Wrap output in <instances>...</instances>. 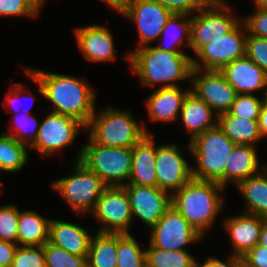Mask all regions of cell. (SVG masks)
Wrapping results in <instances>:
<instances>
[{
	"label": "cell",
	"instance_id": "18",
	"mask_svg": "<svg viewBox=\"0 0 267 267\" xmlns=\"http://www.w3.org/2000/svg\"><path fill=\"white\" fill-rule=\"evenodd\" d=\"M219 72L237 94L267 90V74L250 58L244 56L223 66Z\"/></svg>",
	"mask_w": 267,
	"mask_h": 267
},
{
	"label": "cell",
	"instance_id": "48",
	"mask_svg": "<svg viewBox=\"0 0 267 267\" xmlns=\"http://www.w3.org/2000/svg\"><path fill=\"white\" fill-rule=\"evenodd\" d=\"M258 245L267 247V218H264Z\"/></svg>",
	"mask_w": 267,
	"mask_h": 267
},
{
	"label": "cell",
	"instance_id": "35",
	"mask_svg": "<svg viewBox=\"0 0 267 267\" xmlns=\"http://www.w3.org/2000/svg\"><path fill=\"white\" fill-rule=\"evenodd\" d=\"M263 103L264 95L258 99L254 94H237L229 113L242 119L258 120Z\"/></svg>",
	"mask_w": 267,
	"mask_h": 267
},
{
	"label": "cell",
	"instance_id": "27",
	"mask_svg": "<svg viewBox=\"0 0 267 267\" xmlns=\"http://www.w3.org/2000/svg\"><path fill=\"white\" fill-rule=\"evenodd\" d=\"M218 126L235 144L256 146L262 140L258 120L242 119L228 112L218 116Z\"/></svg>",
	"mask_w": 267,
	"mask_h": 267
},
{
	"label": "cell",
	"instance_id": "14",
	"mask_svg": "<svg viewBox=\"0 0 267 267\" xmlns=\"http://www.w3.org/2000/svg\"><path fill=\"white\" fill-rule=\"evenodd\" d=\"M174 143L156 146L155 172L157 187L172 195L181 189L192 177V166L181 155Z\"/></svg>",
	"mask_w": 267,
	"mask_h": 267
},
{
	"label": "cell",
	"instance_id": "53",
	"mask_svg": "<svg viewBox=\"0 0 267 267\" xmlns=\"http://www.w3.org/2000/svg\"><path fill=\"white\" fill-rule=\"evenodd\" d=\"M192 267H200V263L199 262H197L194 266H192Z\"/></svg>",
	"mask_w": 267,
	"mask_h": 267
},
{
	"label": "cell",
	"instance_id": "2",
	"mask_svg": "<svg viewBox=\"0 0 267 267\" xmlns=\"http://www.w3.org/2000/svg\"><path fill=\"white\" fill-rule=\"evenodd\" d=\"M126 54L123 61L129 60L143 86L158 83L162 88L178 87L177 81L191 79L193 58L184 52H168L147 45Z\"/></svg>",
	"mask_w": 267,
	"mask_h": 267
},
{
	"label": "cell",
	"instance_id": "47",
	"mask_svg": "<svg viewBox=\"0 0 267 267\" xmlns=\"http://www.w3.org/2000/svg\"><path fill=\"white\" fill-rule=\"evenodd\" d=\"M102 1L107 3L110 7L115 9L120 14H122L125 11L127 3L129 2V0H102Z\"/></svg>",
	"mask_w": 267,
	"mask_h": 267
},
{
	"label": "cell",
	"instance_id": "7",
	"mask_svg": "<svg viewBox=\"0 0 267 267\" xmlns=\"http://www.w3.org/2000/svg\"><path fill=\"white\" fill-rule=\"evenodd\" d=\"M70 176L52 182L53 189L77 214L91 213L97 200L109 187L96 173L76 160Z\"/></svg>",
	"mask_w": 267,
	"mask_h": 267
},
{
	"label": "cell",
	"instance_id": "12",
	"mask_svg": "<svg viewBox=\"0 0 267 267\" xmlns=\"http://www.w3.org/2000/svg\"><path fill=\"white\" fill-rule=\"evenodd\" d=\"M81 128L86 130V126L77 119L50 112L40 124L37 137L29 147L43 156H49L72 145Z\"/></svg>",
	"mask_w": 267,
	"mask_h": 267
},
{
	"label": "cell",
	"instance_id": "51",
	"mask_svg": "<svg viewBox=\"0 0 267 267\" xmlns=\"http://www.w3.org/2000/svg\"><path fill=\"white\" fill-rule=\"evenodd\" d=\"M39 12L40 8L44 5L45 0H28Z\"/></svg>",
	"mask_w": 267,
	"mask_h": 267
},
{
	"label": "cell",
	"instance_id": "37",
	"mask_svg": "<svg viewBox=\"0 0 267 267\" xmlns=\"http://www.w3.org/2000/svg\"><path fill=\"white\" fill-rule=\"evenodd\" d=\"M11 267H46L43 246H18Z\"/></svg>",
	"mask_w": 267,
	"mask_h": 267
},
{
	"label": "cell",
	"instance_id": "40",
	"mask_svg": "<svg viewBox=\"0 0 267 267\" xmlns=\"http://www.w3.org/2000/svg\"><path fill=\"white\" fill-rule=\"evenodd\" d=\"M251 16L242 20L250 35L267 39V10L256 8Z\"/></svg>",
	"mask_w": 267,
	"mask_h": 267
},
{
	"label": "cell",
	"instance_id": "46",
	"mask_svg": "<svg viewBox=\"0 0 267 267\" xmlns=\"http://www.w3.org/2000/svg\"><path fill=\"white\" fill-rule=\"evenodd\" d=\"M258 126L262 139H265V137H267V104L265 102L262 104L260 109Z\"/></svg>",
	"mask_w": 267,
	"mask_h": 267
},
{
	"label": "cell",
	"instance_id": "13",
	"mask_svg": "<svg viewBox=\"0 0 267 267\" xmlns=\"http://www.w3.org/2000/svg\"><path fill=\"white\" fill-rule=\"evenodd\" d=\"M190 82L193 86L190 91L203 100L216 115L230 111L237 92L219 71L193 68Z\"/></svg>",
	"mask_w": 267,
	"mask_h": 267
},
{
	"label": "cell",
	"instance_id": "38",
	"mask_svg": "<svg viewBox=\"0 0 267 267\" xmlns=\"http://www.w3.org/2000/svg\"><path fill=\"white\" fill-rule=\"evenodd\" d=\"M245 56L250 58L267 74V39L248 33Z\"/></svg>",
	"mask_w": 267,
	"mask_h": 267
},
{
	"label": "cell",
	"instance_id": "22",
	"mask_svg": "<svg viewBox=\"0 0 267 267\" xmlns=\"http://www.w3.org/2000/svg\"><path fill=\"white\" fill-rule=\"evenodd\" d=\"M188 90L178 87H159L146 101L149 119L153 122H173L180 115Z\"/></svg>",
	"mask_w": 267,
	"mask_h": 267
},
{
	"label": "cell",
	"instance_id": "1",
	"mask_svg": "<svg viewBox=\"0 0 267 267\" xmlns=\"http://www.w3.org/2000/svg\"><path fill=\"white\" fill-rule=\"evenodd\" d=\"M38 92L55 108L52 112L73 117L87 126L95 112V91L83 78L25 68ZM87 83V84H86Z\"/></svg>",
	"mask_w": 267,
	"mask_h": 267
},
{
	"label": "cell",
	"instance_id": "6",
	"mask_svg": "<svg viewBox=\"0 0 267 267\" xmlns=\"http://www.w3.org/2000/svg\"><path fill=\"white\" fill-rule=\"evenodd\" d=\"M88 140V144L78 152L77 160L108 186L126 185L132 167V148L108 147L94 143L90 138Z\"/></svg>",
	"mask_w": 267,
	"mask_h": 267
},
{
	"label": "cell",
	"instance_id": "21",
	"mask_svg": "<svg viewBox=\"0 0 267 267\" xmlns=\"http://www.w3.org/2000/svg\"><path fill=\"white\" fill-rule=\"evenodd\" d=\"M88 232L76 224L51 219L48 242L71 254L87 257L93 237Z\"/></svg>",
	"mask_w": 267,
	"mask_h": 267
},
{
	"label": "cell",
	"instance_id": "28",
	"mask_svg": "<svg viewBox=\"0 0 267 267\" xmlns=\"http://www.w3.org/2000/svg\"><path fill=\"white\" fill-rule=\"evenodd\" d=\"M187 16L190 15L172 13L158 39L169 41L172 38V40L168 46L163 43L165 41H159L156 47L168 52H182L181 48H183L185 43L190 47L191 17ZM166 36H170L171 38L169 37V39L167 37L168 39H165Z\"/></svg>",
	"mask_w": 267,
	"mask_h": 267
},
{
	"label": "cell",
	"instance_id": "10",
	"mask_svg": "<svg viewBox=\"0 0 267 267\" xmlns=\"http://www.w3.org/2000/svg\"><path fill=\"white\" fill-rule=\"evenodd\" d=\"M101 223L100 233L129 234L132 210L128 194L122 186H109L90 213Z\"/></svg>",
	"mask_w": 267,
	"mask_h": 267
},
{
	"label": "cell",
	"instance_id": "31",
	"mask_svg": "<svg viewBox=\"0 0 267 267\" xmlns=\"http://www.w3.org/2000/svg\"><path fill=\"white\" fill-rule=\"evenodd\" d=\"M145 250V262L151 267H192L197 261L187 252L163 250L150 243Z\"/></svg>",
	"mask_w": 267,
	"mask_h": 267
},
{
	"label": "cell",
	"instance_id": "15",
	"mask_svg": "<svg viewBox=\"0 0 267 267\" xmlns=\"http://www.w3.org/2000/svg\"><path fill=\"white\" fill-rule=\"evenodd\" d=\"M171 12L154 0H129L122 16L136 23L139 46H147L158 39Z\"/></svg>",
	"mask_w": 267,
	"mask_h": 267
},
{
	"label": "cell",
	"instance_id": "25",
	"mask_svg": "<svg viewBox=\"0 0 267 267\" xmlns=\"http://www.w3.org/2000/svg\"><path fill=\"white\" fill-rule=\"evenodd\" d=\"M50 221L34 210H19L17 244L43 246L49 240Z\"/></svg>",
	"mask_w": 267,
	"mask_h": 267
},
{
	"label": "cell",
	"instance_id": "29",
	"mask_svg": "<svg viewBox=\"0 0 267 267\" xmlns=\"http://www.w3.org/2000/svg\"><path fill=\"white\" fill-rule=\"evenodd\" d=\"M87 267H117V234L98 232L93 235Z\"/></svg>",
	"mask_w": 267,
	"mask_h": 267
},
{
	"label": "cell",
	"instance_id": "19",
	"mask_svg": "<svg viewBox=\"0 0 267 267\" xmlns=\"http://www.w3.org/2000/svg\"><path fill=\"white\" fill-rule=\"evenodd\" d=\"M264 218L242 212L238 216L225 219L224 226L230 235L233 255L242 257L259 242Z\"/></svg>",
	"mask_w": 267,
	"mask_h": 267
},
{
	"label": "cell",
	"instance_id": "20",
	"mask_svg": "<svg viewBox=\"0 0 267 267\" xmlns=\"http://www.w3.org/2000/svg\"><path fill=\"white\" fill-rule=\"evenodd\" d=\"M154 135H144L132 147V167L127 184L157 187Z\"/></svg>",
	"mask_w": 267,
	"mask_h": 267
},
{
	"label": "cell",
	"instance_id": "9",
	"mask_svg": "<svg viewBox=\"0 0 267 267\" xmlns=\"http://www.w3.org/2000/svg\"><path fill=\"white\" fill-rule=\"evenodd\" d=\"M191 16L190 48L197 54L211 40L230 33L242 19L232 15L228 5L202 7Z\"/></svg>",
	"mask_w": 267,
	"mask_h": 267
},
{
	"label": "cell",
	"instance_id": "39",
	"mask_svg": "<svg viewBox=\"0 0 267 267\" xmlns=\"http://www.w3.org/2000/svg\"><path fill=\"white\" fill-rule=\"evenodd\" d=\"M39 11L28 0H0V16L38 17Z\"/></svg>",
	"mask_w": 267,
	"mask_h": 267
},
{
	"label": "cell",
	"instance_id": "26",
	"mask_svg": "<svg viewBox=\"0 0 267 267\" xmlns=\"http://www.w3.org/2000/svg\"><path fill=\"white\" fill-rule=\"evenodd\" d=\"M236 188L246 202L243 212L267 218V167L241 181Z\"/></svg>",
	"mask_w": 267,
	"mask_h": 267
},
{
	"label": "cell",
	"instance_id": "54",
	"mask_svg": "<svg viewBox=\"0 0 267 267\" xmlns=\"http://www.w3.org/2000/svg\"><path fill=\"white\" fill-rule=\"evenodd\" d=\"M142 267H151V266H149V265L145 262V264H144Z\"/></svg>",
	"mask_w": 267,
	"mask_h": 267
},
{
	"label": "cell",
	"instance_id": "8",
	"mask_svg": "<svg viewBox=\"0 0 267 267\" xmlns=\"http://www.w3.org/2000/svg\"><path fill=\"white\" fill-rule=\"evenodd\" d=\"M247 27L242 21L228 34L211 40L193 58V68L217 70L245 56ZM243 31V32H242Z\"/></svg>",
	"mask_w": 267,
	"mask_h": 267
},
{
	"label": "cell",
	"instance_id": "43",
	"mask_svg": "<svg viewBox=\"0 0 267 267\" xmlns=\"http://www.w3.org/2000/svg\"><path fill=\"white\" fill-rule=\"evenodd\" d=\"M14 84H15V86H13L12 91L8 92L6 94V99H4L7 102L6 106H12L13 105L11 108H14V106L17 107V104L20 102L19 100L22 99L21 98V96H23L22 94L27 92V90L25 91L24 86H22V84L20 82L19 83H14ZM27 94H29L28 96H30L32 101L35 99V95H33L31 92H27ZM17 112H18V110H17ZM23 113L31 114L28 109H26V110L24 109Z\"/></svg>",
	"mask_w": 267,
	"mask_h": 267
},
{
	"label": "cell",
	"instance_id": "49",
	"mask_svg": "<svg viewBox=\"0 0 267 267\" xmlns=\"http://www.w3.org/2000/svg\"><path fill=\"white\" fill-rule=\"evenodd\" d=\"M202 7L226 6L225 0H197Z\"/></svg>",
	"mask_w": 267,
	"mask_h": 267
},
{
	"label": "cell",
	"instance_id": "52",
	"mask_svg": "<svg viewBox=\"0 0 267 267\" xmlns=\"http://www.w3.org/2000/svg\"><path fill=\"white\" fill-rule=\"evenodd\" d=\"M264 95V102L267 104V90L265 91Z\"/></svg>",
	"mask_w": 267,
	"mask_h": 267
},
{
	"label": "cell",
	"instance_id": "24",
	"mask_svg": "<svg viewBox=\"0 0 267 267\" xmlns=\"http://www.w3.org/2000/svg\"><path fill=\"white\" fill-rule=\"evenodd\" d=\"M199 97L191 91L186 95L179 117L181 118L186 131L190 132L192 140L197 135L216 127L218 115Z\"/></svg>",
	"mask_w": 267,
	"mask_h": 267
},
{
	"label": "cell",
	"instance_id": "11",
	"mask_svg": "<svg viewBox=\"0 0 267 267\" xmlns=\"http://www.w3.org/2000/svg\"><path fill=\"white\" fill-rule=\"evenodd\" d=\"M150 234L152 246L170 251H184L185 246L203 238L173 206L151 228Z\"/></svg>",
	"mask_w": 267,
	"mask_h": 267
},
{
	"label": "cell",
	"instance_id": "30",
	"mask_svg": "<svg viewBox=\"0 0 267 267\" xmlns=\"http://www.w3.org/2000/svg\"><path fill=\"white\" fill-rule=\"evenodd\" d=\"M26 144L3 132L0 135V172L15 173L20 171L28 160Z\"/></svg>",
	"mask_w": 267,
	"mask_h": 267
},
{
	"label": "cell",
	"instance_id": "23",
	"mask_svg": "<svg viewBox=\"0 0 267 267\" xmlns=\"http://www.w3.org/2000/svg\"><path fill=\"white\" fill-rule=\"evenodd\" d=\"M257 147L236 144L229 154L225 167V187L232 181L235 187L244 179L255 176L267 167L258 160ZM261 169V170H260Z\"/></svg>",
	"mask_w": 267,
	"mask_h": 267
},
{
	"label": "cell",
	"instance_id": "5",
	"mask_svg": "<svg viewBox=\"0 0 267 267\" xmlns=\"http://www.w3.org/2000/svg\"><path fill=\"white\" fill-rule=\"evenodd\" d=\"M99 112L95 110L86 126L89 138L94 143L108 147L132 148L144 135L151 134L128 110L121 111L109 106Z\"/></svg>",
	"mask_w": 267,
	"mask_h": 267
},
{
	"label": "cell",
	"instance_id": "16",
	"mask_svg": "<svg viewBox=\"0 0 267 267\" xmlns=\"http://www.w3.org/2000/svg\"><path fill=\"white\" fill-rule=\"evenodd\" d=\"M131 205L132 217L139 218L151 229L171 207L172 195L158 187L126 184L122 186Z\"/></svg>",
	"mask_w": 267,
	"mask_h": 267
},
{
	"label": "cell",
	"instance_id": "44",
	"mask_svg": "<svg viewBox=\"0 0 267 267\" xmlns=\"http://www.w3.org/2000/svg\"><path fill=\"white\" fill-rule=\"evenodd\" d=\"M242 265V258L239 256L231 255L226 261H221L215 256L208 257L200 267H240Z\"/></svg>",
	"mask_w": 267,
	"mask_h": 267
},
{
	"label": "cell",
	"instance_id": "32",
	"mask_svg": "<svg viewBox=\"0 0 267 267\" xmlns=\"http://www.w3.org/2000/svg\"><path fill=\"white\" fill-rule=\"evenodd\" d=\"M145 264V250L132 234H117V267H142Z\"/></svg>",
	"mask_w": 267,
	"mask_h": 267
},
{
	"label": "cell",
	"instance_id": "34",
	"mask_svg": "<svg viewBox=\"0 0 267 267\" xmlns=\"http://www.w3.org/2000/svg\"><path fill=\"white\" fill-rule=\"evenodd\" d=\"M12 119H14L15 124L13 127L10 126V132L8 131L5 133L13 136L17 141L30 146L37 137L41 123H39V121L32 114L25 113H21L20 116H18L17 113V115H15V117L13 116Z\"/></svg>",
	"mask_w": 267,
	"mask_h": 267
},
{
	"label": "cell",
	"instance_id": "33",
	"mask_svg": "<svg viewBox=\"0 0 267 267\" xmlns=\"http://www.w3.org/2000/svg\"><path fill=\"white\" fill-rule=\"evenodd\" d=\"M43 248L46 267H87V257L71 254L49 242Z\"/></svg>",
	"mask_w": 267,
	"mask_h": 267
},
{
	"label": "cell",
	"instance_id": "4",
	"mask_svg": "<svg viewBox=\"0 0 267 267\" xmlns=\"http://www.w3.org/2000/svg\"><path fill=\"white\" fill-rule=\"evenodd\" d=\"M235 145L218 125L190 140L188 148L197 162V167H192V177L217 182L225 188L226 162Z\"/></svg>",
	"mask_w": 267,
	"mask_h": 267
},
{
	"label": "cell",
	"instance_id": "41",
	"mask_svg": "<svg viewBox=\"0 0 267 267\" xmlns=\"http://www.w3.org/2000/svg\"><path fill=\"white\" fill-rule=\"evenodd\" d=\"M171 13L191 15L198 12L202 6L197 0H154Z\"/></svg>",
	"mask_w": 267,
	"mask_h": 267
},
{
	"label": "cell",
	"instance_id": "45",
	"mask_svg": "<svg viewBox=\"0 0 267 267\" xmlns=\"http://www.w3.org/2000/svg\"><path fill=\"white\" fill-rule=\"evenodd\" d=\"M18 244L0 240V265L11 267Z\"/></svg>",
	"mask_w": 267,
	"mask_h": 267
},
{
	"label": "cell",
	"instance_id": "50",
	"mask_svg": "<svg viewBox=\"0 0 267 267\" xmlns=\"http://www.w3.org/2000/svg\"><path fill=\"white\" fill-rule=\"evenodd\" d=\"M256 8L267 10V0H253Z\"/></svg>",
	"mask_w": 267,
	"mask_h": 267
},
{
	"label": "cell",
	"instance_id": "3",
	"mask_svg": "<svg viewBox=\"0 0 267 267\" xmlns=\"http://www.w3.org/2000/svg\"><path fill=\"white\" fill-rule=\"evenodd\" d=\"M223 188L217 182L192 178L172 194L173 206L202 236L212 227L223 207Z\"/></svg>",
	"mask_w": 267,
	"mask_h": 267
},
{
	"label": "cell",
	"instance_id": "36",
	"mask_svg": "<svg viewBox=\"0 0 267 267\" xmlns=\"http://www.w3.org/2000/svg\"><path fill=\"white\" fill-rule=\"evenodd\" d=\"M19 209L15 205L0 206V240L17 244Z\"/></svg>",
	"mask_w": 267,
	"mask_h": 267
},
{
	"label": "cell",
	"instance_id": "42",
	"mask_svg": "<svg viewBox=\"0 0 267 267\" xmlns=\"http://www.w3.org/2000/svg\"><path fill=\"white\" fill-rule=\"evenodd\" d=\"M241 258L245 267H267V247L257 244Z\"/></svg>",
	"mask_w": 267,
	"mask_h": 267
},
{
	"label": "cell",
	"instance_id": "17",
	"mask_svg": "<svg viewBox=\"0 0 267 267\" xmlns=\"http://www.w3.org/2000/svg\"><path fill=\"white\" fill-rule=\"evenodd\" d=\"M76 41L79 50L87 61L109 62L117 57L113 36L106 26L90 25L75 29Z\"/></svg>",
	"mask_w": 267,
	"mask_h": 267
}]
</instances>
